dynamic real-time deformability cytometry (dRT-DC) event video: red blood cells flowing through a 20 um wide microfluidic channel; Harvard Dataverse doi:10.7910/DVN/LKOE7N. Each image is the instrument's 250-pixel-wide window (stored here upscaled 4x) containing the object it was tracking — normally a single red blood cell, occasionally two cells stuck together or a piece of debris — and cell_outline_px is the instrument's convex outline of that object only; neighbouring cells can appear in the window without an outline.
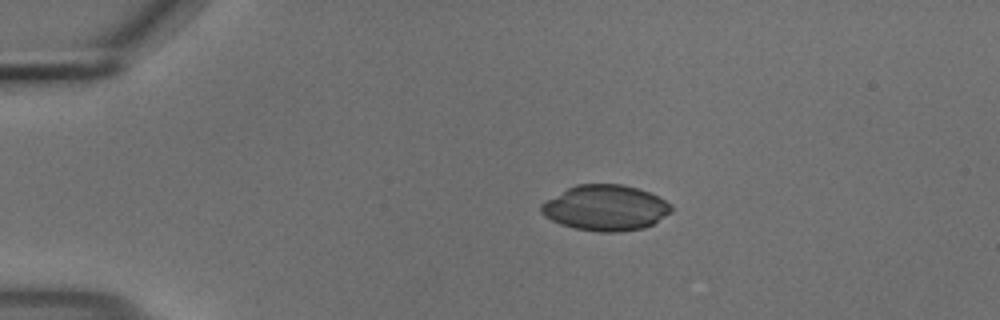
{"species": "common noctule bat (a hibernating species)", "species_latin": "Nyctalus noctula", "temperature_condition": "cold", "stored_images_in_passage": 44, "camera_frame_rate_fps": 3000, "um_per_image_px": 0.085, "animal": {"sex": "male", "body_mass_g": 18.8}, "frame": {"image": 1, "passage_image": 1, "time_ms": 0.0, "image_size_px": [1000, 320], "cell_outline_px": [[672, 212], [652, 224], [644, 228], [620, 232], [600, 232], [572, 228], [560, 224], [544, 216], [540, 212], [540, 204], [544, 200], [576, 184], [624, 184], [648, 192], [672, 204]], "centroid_in_image_um": [51.43, 17.67], "position_along_channel_um": 33.6, "area_um2": 34.74}}
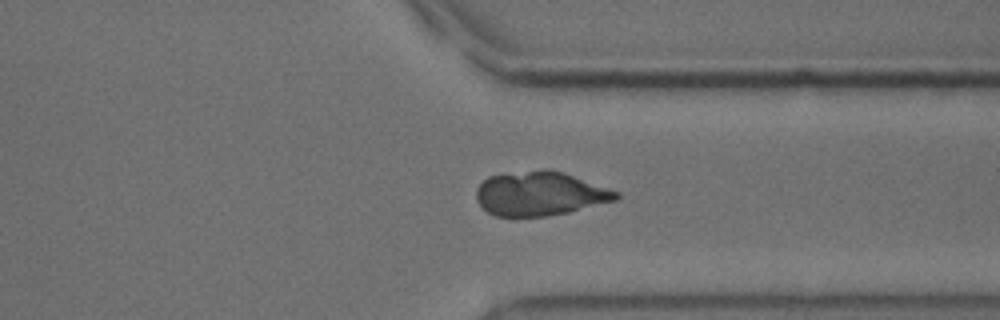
{"frame": {"image": 2, "passage_image": 32, "time_ms": 10.333, "image_size_px": [1000, 320], "cell_outline_px": [[620, 196], [616, 200], [568, 212], [544, 216], [496, 216], [488, 212], [476, 200], [476, 188], [488, 176], [544, 168], [548, 168], [564, 172], [620, 192]], "centroid_in_image_um": [45.9, 16.44], "position_along_channel_um": 365.5, "area_um2": 35.89}}
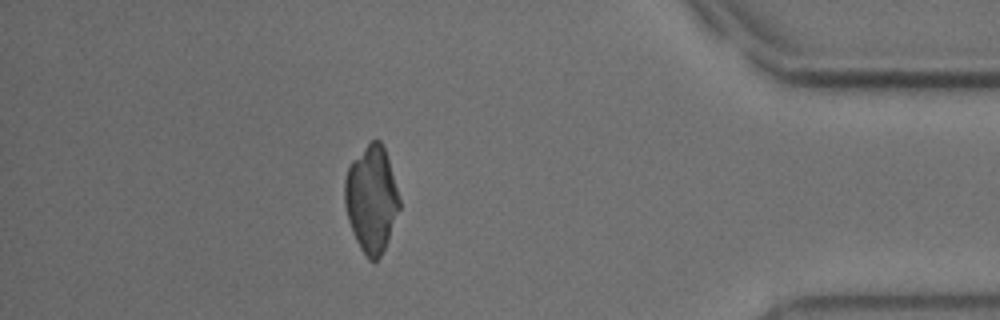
{"frame": {"image": 3, "passage_image": 38, "time_ms": 12.333, "image_size_px": [1000, 320], "cell_outline_px": [[400, 208], [384, 248], [380, 256], [376, 260], [368, 260], [360, 248], [352, 232], [348, 220], [344, 204], [344, 180], [348, 168], [352, 160], [372, 140], [380, 140], [384, 148], [388, 160], [400, 200]], "centroid_in_image_um": [31.55, 16.93], "position_along_channel_um": 403.7, "area_um2": 33.58}}